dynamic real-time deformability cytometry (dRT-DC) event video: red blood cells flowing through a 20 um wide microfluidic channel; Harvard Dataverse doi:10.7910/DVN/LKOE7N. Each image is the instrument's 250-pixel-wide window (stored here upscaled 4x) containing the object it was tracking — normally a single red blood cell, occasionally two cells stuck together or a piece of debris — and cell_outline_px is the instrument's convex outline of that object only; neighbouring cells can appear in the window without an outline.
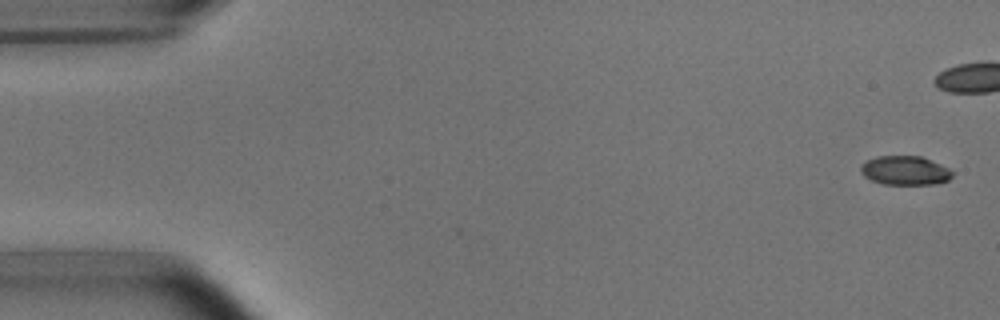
{"species": "common noctule bat (a hibernating species)", "species_latin": "Nyctalus noctula", "temperature_condition": "room temperature", "stored_images_in_passage": 5, "camera_frame_rate_fps": 3000, "um_per_image_px": 0.085, "animal": {"sex": "male", "body_mass_g": 15.6}, "frame": {"image": 1, "passage_image": 1, "time_ms": 0.0, "image_size_px": [1000, 320], "cell_outline_px": [[952, 176], [948, 180], [936, 184], [884, 184], [872, 180], [864, 176], [860, 172], [860, 168], [868, 160], [876, 156], [920, 156], [940, 164], [948, 168], [952, 172]], "centroid_in_image_um": [76.93, 14.49], "position_along_channel_um": 8.1, "area_um2": 15.32}}